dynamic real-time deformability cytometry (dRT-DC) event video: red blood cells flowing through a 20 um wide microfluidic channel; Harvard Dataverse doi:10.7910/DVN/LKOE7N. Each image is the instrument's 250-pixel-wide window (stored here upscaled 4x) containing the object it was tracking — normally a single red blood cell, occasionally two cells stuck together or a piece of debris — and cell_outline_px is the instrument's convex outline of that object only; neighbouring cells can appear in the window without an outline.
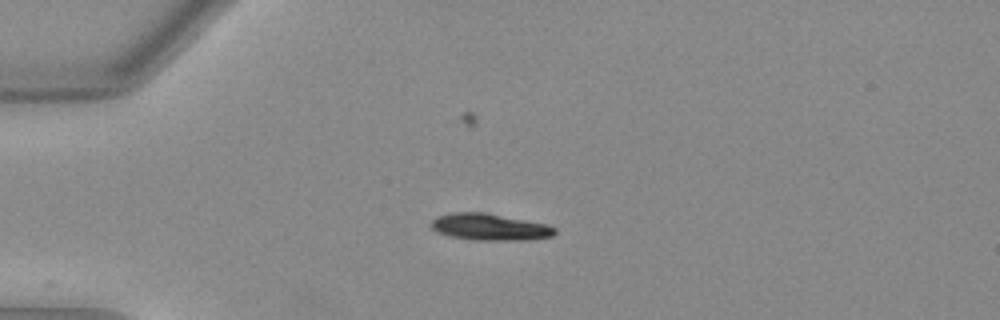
{"species": "Egyptian fruit bat (a non-hibernating species)", "species_latin": "Rousettus aegyptiacus", "temperature_condition": "warm", "stored_images_in_passage": 40, "camera_frame_rate_fps": 3000, "um_per_image_px": 0.085, "animal": {"sex": "female"}, "frame": {"image": 1, "passage_image": 1, "time_ms": 0.0, "image_size_px": [1000, 320], "cell_outline_px": [[556, 232], [552, 236], [524, 240], [476, 240], [452, 236], [440, 232], [432, 228], [432, 220], [436, 216], [456, 212], [484, 212], [544, 224], [556, 228]], "centroid_in_image_um": [41.63, 19.29], "position_along_channel_um": 43.4, "area_um2": 18.79}}
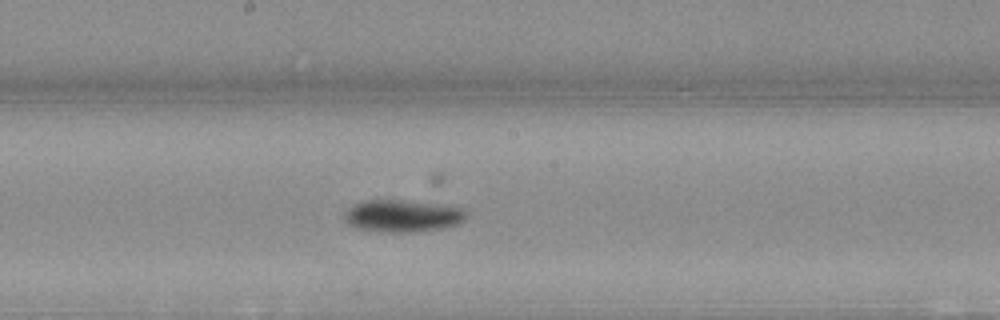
{"frame": {"image": 2, "passage_image": 16, "time_ms": 5.0, "image_size_px": [1000, 320], "cell_outline_px": [[464, 220], [460, 224], [444, 228], [412, 232], [376, 232], [356, 228], [348, 224], [344, 216], [344, 212], [352, 204], [364, 200], [400, 200], [460, 208], [464, 212]], "centroid_in_image_um": [34.12, 18.37], "position_along_channel_um": 214.1, "area_um2": 22.66}}
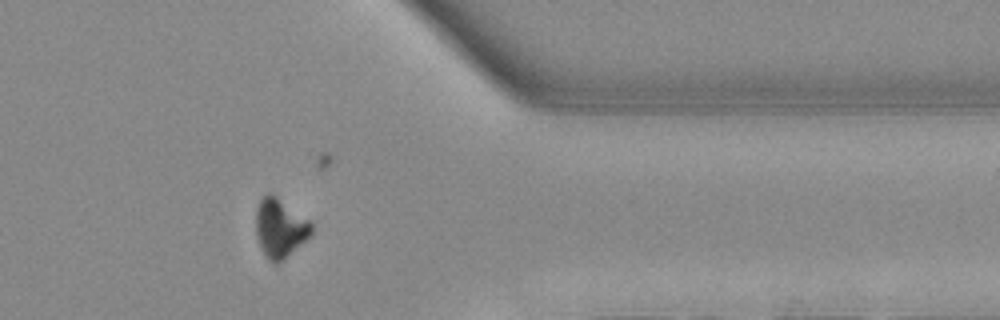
{"frame": {"image": 3, "passage_image": 30, "time_ms": 9.667, "image_size_px": [1000, 320], "cell_outline_px": [[312, 232], [284, 260], [276, 264], [272, 264], [268, 260], [260, 244], [256, 232], [256, 208], [260, 200], [268, 192], [276, 196], [308, 220], [312, 224]], "centroid_in_image_um": [23.77, 19.39], "position_along_channel_um": 387.6, "area_um2": 18.61}, "authors_computed_cell_mechanics": {"area_um2": 20.2011, "velocity_mm_per_s": 4.0057, "shape_relaxation_time_tau1_ms": 5.4374, "shape_relaxation_time_tau2_ms": null, "deformation_change_tau1": 0.2048, "deformation_change_tau2": null}}